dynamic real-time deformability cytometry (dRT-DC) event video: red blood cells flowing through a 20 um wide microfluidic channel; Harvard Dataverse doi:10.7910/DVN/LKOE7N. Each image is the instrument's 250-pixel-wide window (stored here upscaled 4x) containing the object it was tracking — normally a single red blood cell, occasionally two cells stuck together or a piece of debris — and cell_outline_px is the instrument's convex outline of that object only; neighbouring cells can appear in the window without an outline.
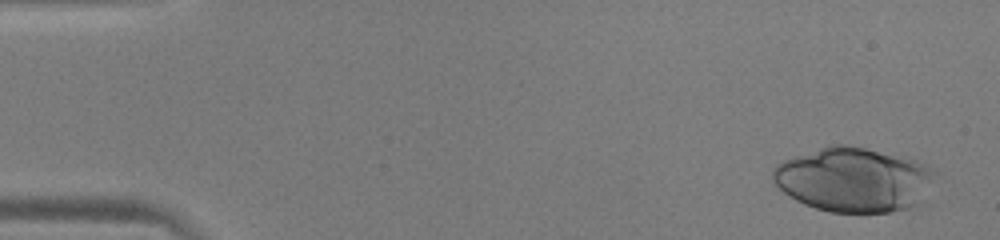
{"species": "human", "species_latin": "Homo sapiens", "temperature_condition": "warm", "stored_images_in_passage": 10, "camera_frame_rate_fps": 3000, "um_per_image_px": 0.085, "donor": {"sex": "male"}, "frame": {"image": 1, "passage_image": 2, "time_ms": 0.333, "image_size_px": [1000, 240], "cell_outline_px": [[936, 172], [932, 180], [916, 204], [912, 208], [892, 212], [828, 212], [804, 204], [796, 200], [784, 192], [772, 180], [772, 168], [776, 164], [784, 160], [832, 144], [848, 144], [908, 156], [928, 164], [936, 168]], "centroid_in_image_um": [72.57, 15.24], "position_along_channel_um": 12.4, "area_um2": 61.21}}